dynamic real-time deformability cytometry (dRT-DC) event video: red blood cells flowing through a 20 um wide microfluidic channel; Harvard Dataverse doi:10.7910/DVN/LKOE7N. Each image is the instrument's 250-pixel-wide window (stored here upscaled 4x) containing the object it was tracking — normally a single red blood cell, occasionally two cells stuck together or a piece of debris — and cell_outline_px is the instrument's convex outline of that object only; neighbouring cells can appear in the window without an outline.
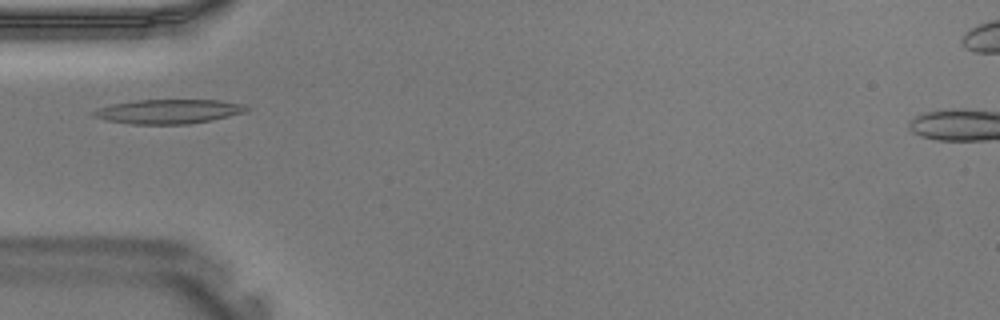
{"species": "Egyptian fruit bat (a non-hibernating species)", "species_latin": "Rousettus aegyptiacus", "temperature_condition": "warm", "stored_images_in_passage": 29, "camera_frame_rate_fps": 3000, "um_per_image_px": 0.085, "animal": {"sex": "male"}, "frame": {"image": 1, "passage_image": 5, "time_ms": 1.333, "image_size_px": [1000, 320], "cell_outline_px": [[248, 108], [244, 112], [212, 120], [188, 124], [132, 124], [108, 120], [92, 116], [88, 112], [96, 108], [112, 104], [136, 100], [220, 100], [244, 104]], "centroid_in_image_um": [14.27, 9.47], "position_along_channel_um": 70.7, "area_um2": 21.68}}
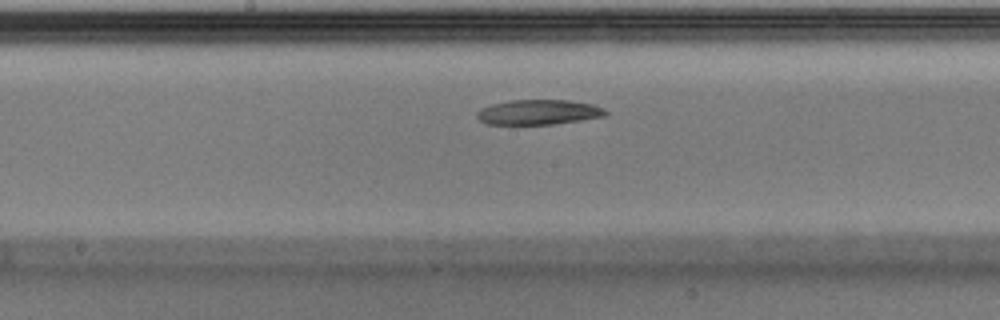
{"frame": {"image": 2, "passage_image": 13, "time_ms": 4.0, "image_size_px": [1000, 320], "cell_outline_px": [[608, 116], [552, 124], [488, 124], [480, 120], [476, 116], [476, 112], [480, 108], [492, 104], [512, 100], [568, 100], [592, 104], [604, 108], [608, 112]], "centroid_in_image_um": [45.79, 9.53], "position_along_channel_um": 202.4, "area_um2": 18.73}}